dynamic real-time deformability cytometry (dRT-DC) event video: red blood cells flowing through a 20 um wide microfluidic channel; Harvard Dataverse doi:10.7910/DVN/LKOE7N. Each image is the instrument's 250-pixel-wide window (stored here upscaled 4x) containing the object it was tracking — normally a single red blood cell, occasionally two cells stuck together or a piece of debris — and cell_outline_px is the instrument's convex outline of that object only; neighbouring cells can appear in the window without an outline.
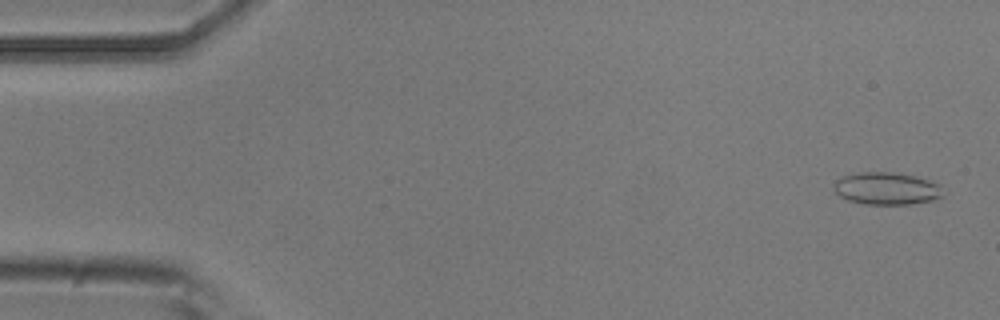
{"species": "common noctule bat (a hibernating species)", "species_latin": "Nyctalus noctula", "temperature_condition": "room temperature", "stored_images_in_passage": 6, "camera_frame_rate_fps": 3000, "um_per_image_px": 0.085, "animal": {"sex": "male", "body_mass_g": 20.5, "forearm_length_mm": 52.5}, "frame": {"image": 1, "passage_image": 1, "time_ms": 0.0, "image_size_px": [1000, 320], "cell_outline_px": [[948, 192], [940, 200], [912, 204], [864, 204], [848, 200], [840, 196], [832, 188], [832, 184], [840, 176], [856, 172], [896, 172], [916, 176], [940, 184]], "centroid_in_image_um": [75.43, 16.02], "position_along_channel_um": 9.6, "area_um2": 21.39}}
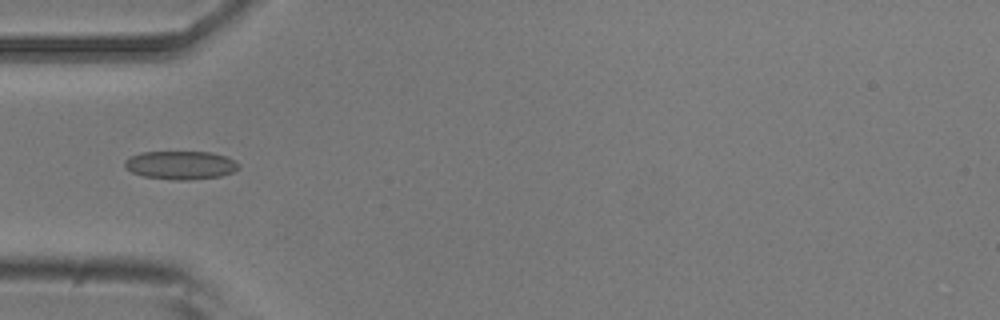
{"frame": {"image": 2, "passage_image": 5, "time_ms": 4.667, "image_size_px": [1000, 320], "cell_outline_px": [[240, 168], [232, 172], [220, 176], [188, 180], [172, 180], [144, 176], [132, 172], [124, 164], [124, 160], [140, 152], [212, 152], [228, 156], [236, 160], [240, 164]], "centroid_in_image_um": [15.41, 14.03], "position_along_channel_um": 69.6, "area_um2": 18.96}}
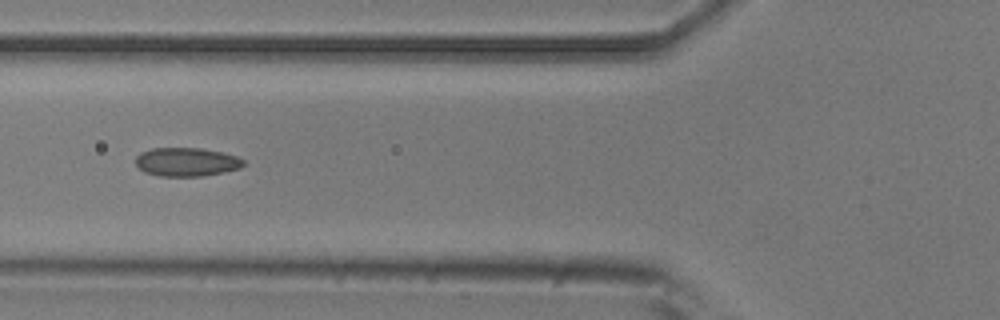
{"frame": {"image": 3, "passage_image": 6, "time_ms": 5.667, "image_size_px": [1000, 320], "cell_outline_px": [[244, 164], [240, 168], [224, 172], [204, 176], [160, 176], [144, 172], [136, 164], [136, 156], [140, 152], [152, 148], [200, 148], [220, 152], [236, 156], [244, 160]], "centroid_in_image_um": [15.84, 13.77], "position_along_channel_um": 110.0, "area_um2": 17.98}}